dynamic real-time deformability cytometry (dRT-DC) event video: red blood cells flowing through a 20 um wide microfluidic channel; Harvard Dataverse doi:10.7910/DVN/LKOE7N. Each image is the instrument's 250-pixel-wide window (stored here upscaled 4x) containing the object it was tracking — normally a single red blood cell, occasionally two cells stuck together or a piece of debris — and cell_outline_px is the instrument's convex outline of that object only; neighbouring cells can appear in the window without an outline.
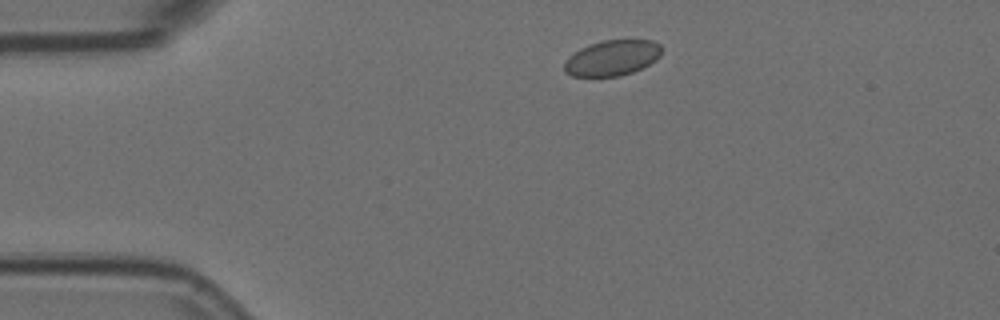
{"species": "Egyptian fruit bat (a non-hibernating species)", "species_latin": "Rousettus aegyptiacus", "temperature_condition": "room temperature", "stored_images_in_passage": 13, "camera_frame_rate_fps": 3000, "um_per_image_px": 0.085, "animal": {"sex": "female"}, "frame": {"image": 1, "passage_image": 2, "time_ms": 0.333, "image_size_px": [1000, 320], "cell_outline_px": [[660, 56], [656, 60], [632, 72], [620, 76], [572, 76], [564, 72], [564, 60], [568, 56], [580, 48], [588, 44], [604, 40], [652, 40], [660, 44]], "centroid_in_image_um": [51.99, 4.92], "position_along_channel_um": 33.0, "area_um2": 20.17}}
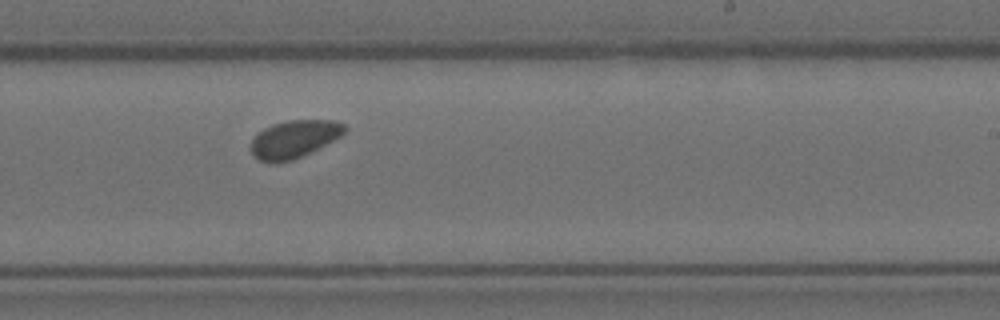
{"frame": {"image": 2, "passage_image": 8, "time_ms": 2.333, "image_size_px": [1000, 320], "cell_outline_px": [[348, 128], [340, 136], [292, 160], [260, 160], [252, 152], [252, 140], [264, 128], [272, 124], [288, 120], [336, 120], [344, 124]], "centroid_in_image_um": [25.05, 11.76], "position_along_channel_um": 264.0, "area_um2": 19.65}}
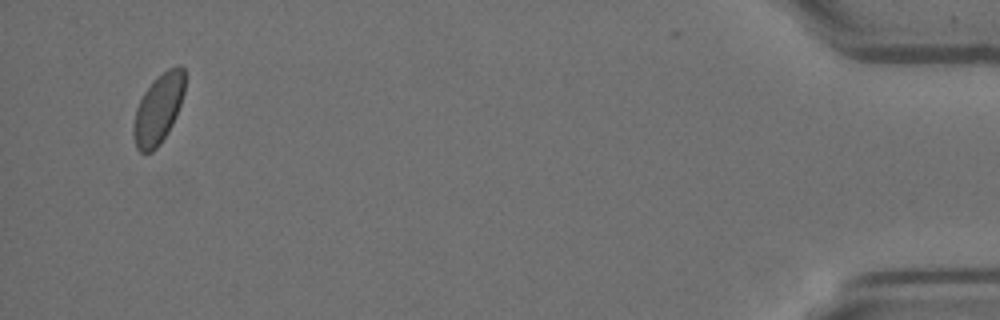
{"frame": {"image": 3, "passage_image": 13, "time_ms": 4.0, "image_size_px": [1000, 320], "cell_outline_px": [[184, 92], [176, 116], [168, 132], [160, 144], [152, 152], [140, 152], [136, 148], [132, 132], [132, 128], [136, 108], [144, 92], [168, 68], [176, 64], [180, 64], [184, 68]], "centroid_in_image_um": [13.45, 9.29], "position_along_channel_um": 421.7, "area_um2": 20.63}}